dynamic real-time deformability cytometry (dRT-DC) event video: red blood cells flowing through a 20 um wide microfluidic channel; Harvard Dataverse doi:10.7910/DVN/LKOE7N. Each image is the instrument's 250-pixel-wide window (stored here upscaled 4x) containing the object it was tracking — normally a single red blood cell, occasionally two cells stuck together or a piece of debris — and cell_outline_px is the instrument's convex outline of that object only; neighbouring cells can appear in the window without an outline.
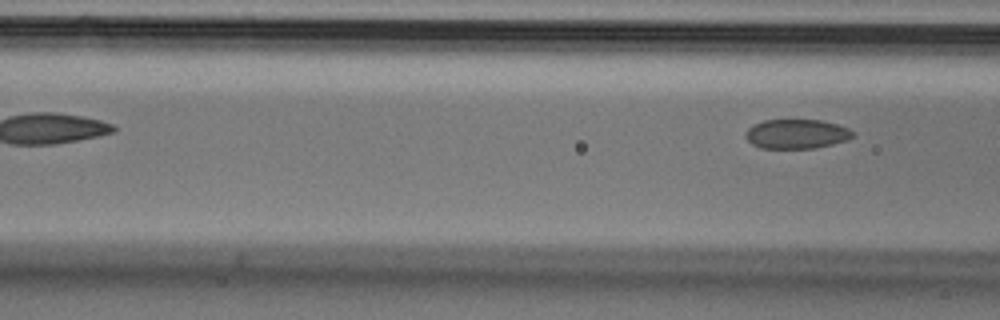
{"species": "Egyptian fruit bat (a non-hibernating species)", "species_latin": "Rousettus aegyptiacus", "temperature_condition": "cold", "stored_images_in_passage": 6, "camera_frame_rate_fps": 3000, "um_per_image_px": 0.085, "animal": {"sex": "male"}, "frame": {"image": 1, "passage_image": 6, "time_ms": 1.667, "image_size_px": [1000, 320], "cell_outline_px": [[852, 136], [848, 140], [816, 148], [760, 148], [752, 144], [744, 136], [744, 132], [752, 124], [764, 120], [820, 120], [836, 124], [848, 128], [852, 132]], "centroid_in_image_um": [67.65, 11.38], "position_along_channel_um": 98.9, "area_um2": 18.38}}